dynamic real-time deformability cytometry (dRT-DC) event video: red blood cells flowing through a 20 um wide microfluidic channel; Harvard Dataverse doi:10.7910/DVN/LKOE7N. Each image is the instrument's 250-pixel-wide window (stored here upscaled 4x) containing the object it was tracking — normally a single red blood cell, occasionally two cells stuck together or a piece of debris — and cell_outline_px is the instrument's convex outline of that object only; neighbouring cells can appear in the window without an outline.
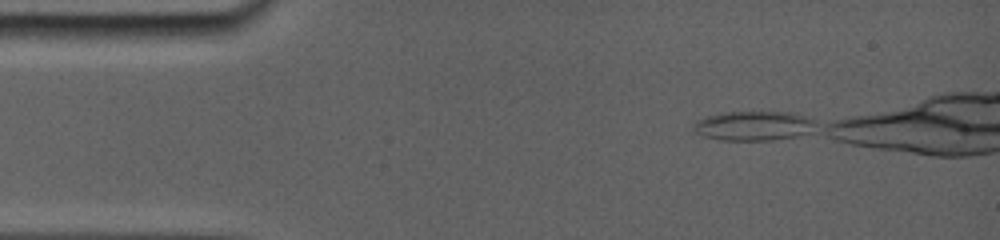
{"species": "common noctule bat (a hibernating species)", "species_latin": "Nyctalus noctula", "temperature_condition": "room temperature", "stored_images_in_passage": 23, "segment_of_instrument_passage": [1, 2], "camera_frame_rate_fps": 5000, "um_per_image_px": 0.085, "animal": {"sex": "female", "body_mass_g": 19.0, "forearm_length_mm": 56.7}, "frame": {"image": 1, "passage_image": 1, "time_ms": 0.0, "image_size_px": [1000, 240], "cell_outline_px": [[808, 120], [800, 132], [792, 136], [752, 140], [736, 140], [712, 136], [696, 128], [696, 124], [700, 120], [712, 116], [732, 112], [772, 112], [792, 116]], "centroid_in_image_um": [63.87, 10.68], "position_along_channel_um": 21.1, "area_um2": 17.57}}
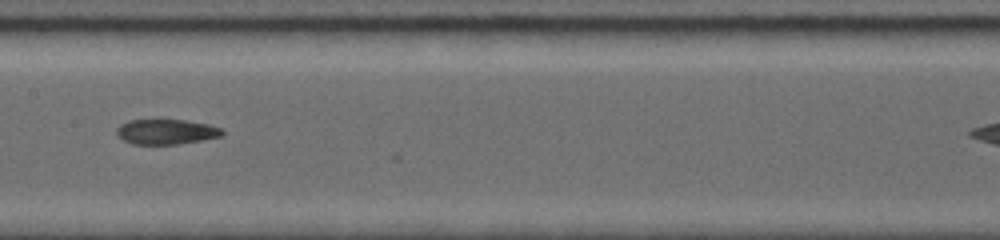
{"frame": {"image": 2, "passage_image": 10, "time_ms": 6.2, "image_size_px": [1000, 240], "cell_outline_px": [[224, 132], [220, 136], [200, 140], [176, 144], [132, 144], [124, 140], [116, 132], [116, 128], [120, 124], [128, 120], [184, 120], [208, 124], [220, 128]], "centroid_in_image_um": [14.09, 11.19], "position_along_channel_um": 193.3, "area_um2": 15.2}}
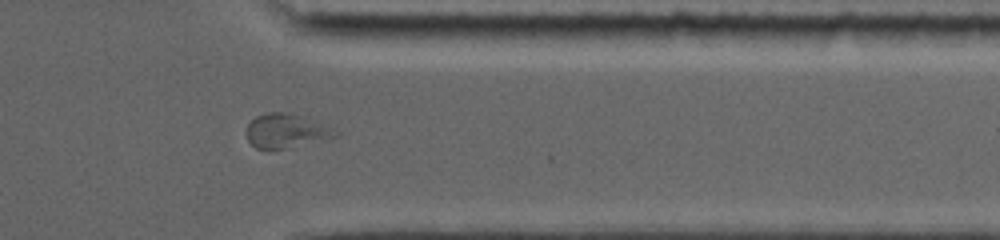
{"frame": {"image": 3, "passage_image": 18, "time_ms": 11.2, "image_size_px": [1000, 240], "cell_outline_px": [[340, 136], [288, 148], [268, 152], [256, 148], [248, 140], [244, 132], [248, 124], [256, 116], [268, 112], [288, 112], [328, 124], [340, 132]], "centroid_in_image_um": [24.33, 11.15], "position_along_channel_um": 387.1, "area_um2": 18.38}}